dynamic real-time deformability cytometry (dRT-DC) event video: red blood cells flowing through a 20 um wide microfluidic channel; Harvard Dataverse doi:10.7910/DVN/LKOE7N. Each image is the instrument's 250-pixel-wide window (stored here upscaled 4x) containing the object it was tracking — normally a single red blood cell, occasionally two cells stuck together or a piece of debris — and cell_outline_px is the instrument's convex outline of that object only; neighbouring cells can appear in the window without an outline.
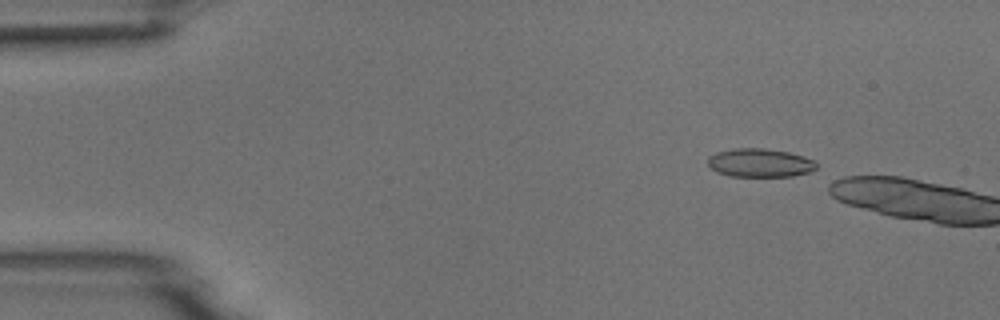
{"species": "common noctule bat (a hibernating species)", "species_latin": "Nyctalus noctula", "temperature_condition": "room temperature", "stored_images_in_passage": 2, "camera_frame_rate_fps": 3000, "um_per_image_px": 0.085, "animal": {"sex": "male", "body_mass_g": 18.8}, "frame": {"image": 1, "passage_image": 1, "time_ms": 0.0, "image_size_px": [1000, 320], "cell_outline_px": [[816, 168], [808, 172], [792, 176], [732, 176], [716, 172], [708, 164], [708, 156], [716, 152], [736, 148], [764, 148], [788, 152], [804, 156], [816, 160]], "centroid_in_image_um": [64.59, 13.83], "position_along_channel_um": 20.4, "area_um2": 18.03}}